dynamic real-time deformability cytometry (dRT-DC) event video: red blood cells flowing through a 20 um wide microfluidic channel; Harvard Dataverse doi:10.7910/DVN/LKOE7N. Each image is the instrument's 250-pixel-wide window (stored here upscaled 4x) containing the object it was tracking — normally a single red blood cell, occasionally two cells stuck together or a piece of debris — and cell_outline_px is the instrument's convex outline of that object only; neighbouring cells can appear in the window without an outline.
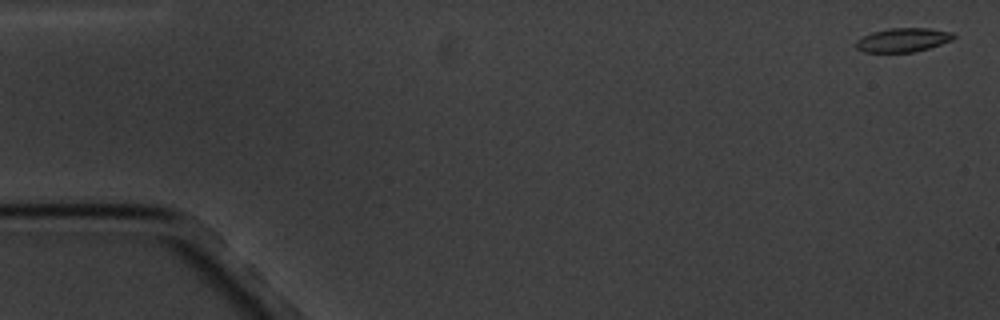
{"species": "common noctule bat (a hibernating species)", "species_latin": "Nyctalus noctula", "temperature_condition": "cold", "stored_images_in_passage": 13, "camera_frame_rate_fps": 3000, "um_per_image_px": 0.085, "animal": {"sex": "male", "body_mass_g": 20.1, "forearm_length_mm": 53.5}, "frame": {"image": 1, "passage_image": 1, "time_ms": 0.0, "image_size_px": [1000, 320], "cell_outline_px": [[956, 36], [952, 40], [928, 48], [912, 52], [864, 52], [856, 48], [856, 40], [872, 32], [892, 28], [928, 28], [952, 32]], "centroid_in_image_um": [76.75, 3.39], "position_along_channel_um": 8.3, "area_um2": 13.47}}
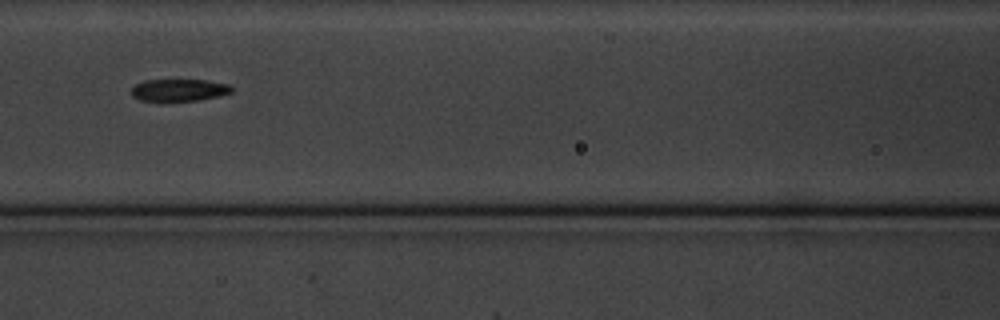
{"frame": {"image": 2, "passage_image": 8, "time_ms": 8.0, "image_size_px": [1000, 320], "cell_outline_px": [[232, 92], [216, 96], [196, 100], [140, 100], [132, 96], [132, 88], [136, 84], [144, 80], [208, 80], [228, 84], [232, 88]], "centroid_in_image_um": [15.21, 7.63], "position_along_channel_um": 151.4, "area_um2": 12.6}}
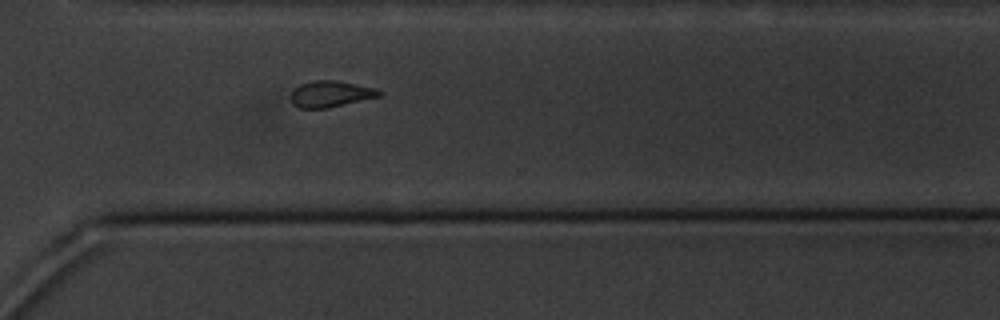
{"frame": {"image": 3, "passage_image": 13, "time_ms": 13.667, "image_size_px": [1000, 320], "cell_outline_px": [[384, 92], [380, 96], [328, 108], [300, 108], [292, 104], [292, 92], [300, 84], [316, 80], [336, 80], [376, 88]], "centroid_in_image_um": [28.13, 7.98], "position_along_channel_um": 342.5, "area_um2": 13.41}}